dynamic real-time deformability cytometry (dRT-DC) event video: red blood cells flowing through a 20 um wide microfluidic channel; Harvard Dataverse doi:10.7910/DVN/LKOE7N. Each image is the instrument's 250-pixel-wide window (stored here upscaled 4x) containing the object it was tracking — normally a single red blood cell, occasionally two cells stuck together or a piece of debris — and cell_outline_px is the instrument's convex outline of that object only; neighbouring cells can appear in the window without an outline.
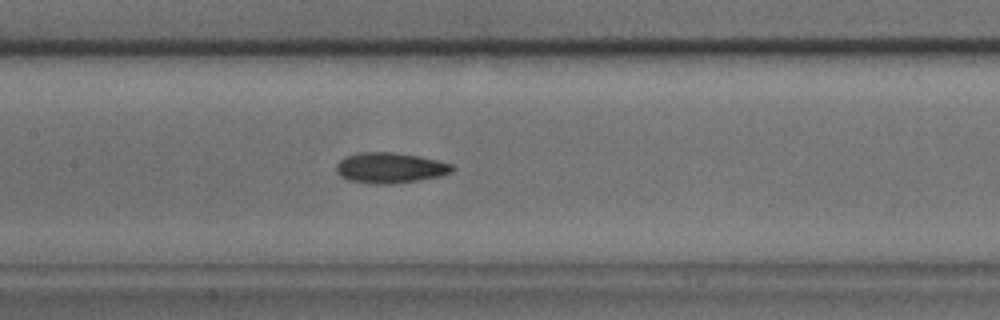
{"species": "common noctule bat (a hibernating species)", "species_latin": "Nyctalus noctula", "temperature_condition": "cold", "stored_images_in_passage": 36, "camera_frame_rate_fps": 3000, "um_per_image_px": 0.085, "animal": {"sex": "male", "body_mass_g": 17.9, "forearm_length_mm": 54.2}, "frame": {"image": 1, "passage_image": 19, "time_ms": 6.0, "image_size_px": [1000, 320], "cell_outline_px": [[456, 168], [452, 172], [440, 176], [416, 180], [388, 184], [376, 184], [348, 180], [340, 176], [336, 172], [336, 164], [344, 156], [360, 152], [392, 152], [420, 156], [452, 164]], "centroid_in_image_um": [33.14, 14.25], "position_along_channel_um": 174.3, "area_um2": 20.63}}
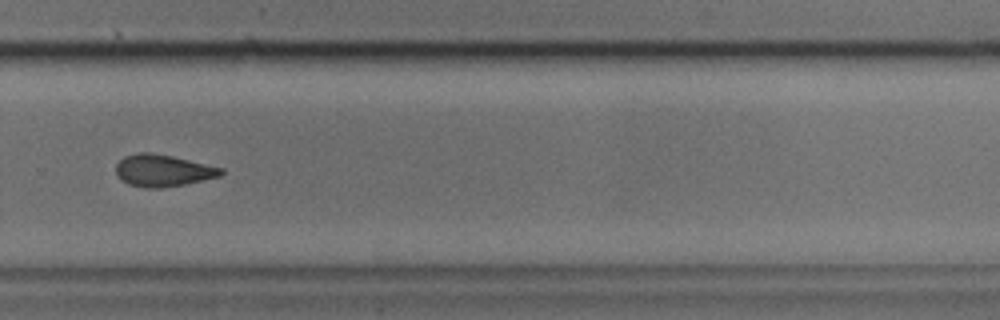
{"frame": {"image": 2, "passage_image": 28, "time_ms": 9.0, "image_size_px": [1000, 320], "cell_outline_px": [[224, 172], [220, 176], [184, 184], [160, 188], [144, 188], [128, 184], [116, 172], [116, 164], [124, 156], [140, 152], [148, 152], [172, 156], [224, 168]], "centroid_in_image_um": [13.86, 14.49], "position_along_channel_um": 315.9, "area_um2": 19.36}}
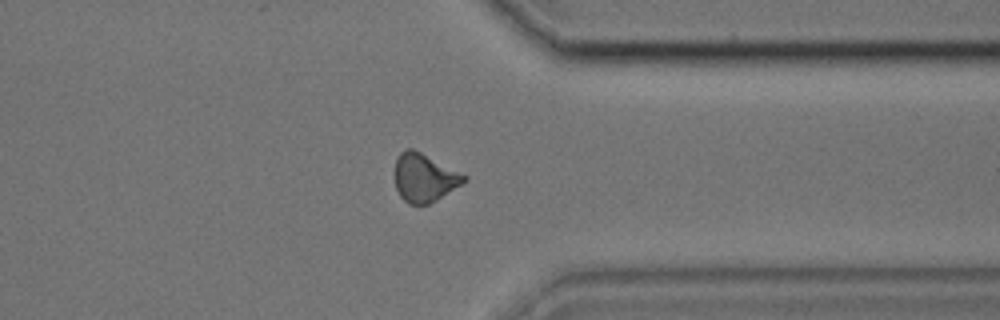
{"frame": {"image": 3, "passage_image": 32, "time_ms": 10.333, "image_size_px": [1000, 320], "cell_outline_px": [[468, 180], [436, 200], [428, 204], [408, 204], [400, 196], [396, 188], [396, 156], [400, 152], [408, 148], [412, 148], [468, 176]], "centroid_in_image_um": [36.07, 15.1], "position_along_channel_um": 375.3, "area_um2": 19.25}}